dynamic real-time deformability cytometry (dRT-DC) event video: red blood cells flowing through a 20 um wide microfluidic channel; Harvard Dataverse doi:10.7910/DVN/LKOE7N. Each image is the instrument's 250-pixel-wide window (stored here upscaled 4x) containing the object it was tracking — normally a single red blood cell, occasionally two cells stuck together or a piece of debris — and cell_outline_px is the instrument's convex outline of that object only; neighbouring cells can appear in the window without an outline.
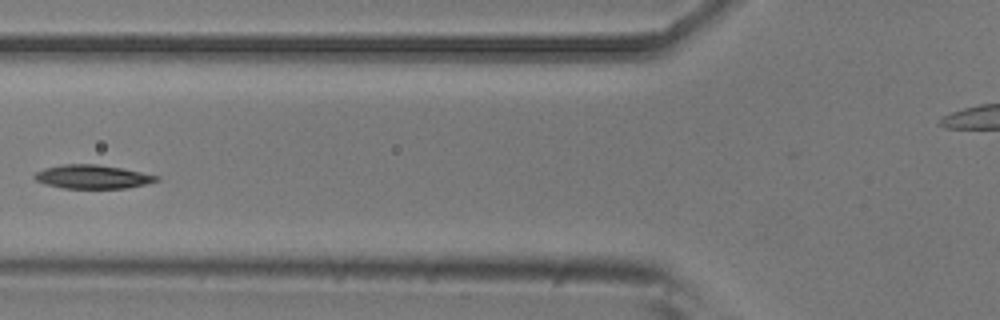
{"species": "common noctule bat (a hibernating species)", "species_latin": "Nyctalus noctula", "temperature_condition": "room temperature", "stored_images_in_passage": 4, "camera_frame_rate_fps": 3000, "um_per_image_px": 0.085, "animal": {"sex": "male", "body_mass_g": 20.5, "forearm_length_mm": 52.5}, "frame": {"image": 1, "passage_image": 2, "time_ms": 0.333, "image_size_px": [1000, 320], "cell_outline_px": [[160, 180], [128, 188], [64, 188], [44, 184], [36, 180], [32, 176], [36, 172], [44, 168], [64, 164], [96, 164], [120, 168], [160, 176]], "centroid_in_image_um": [7.84, 15.02], "position_along_channel_um": 118.0, "area_um2": 16.76}}
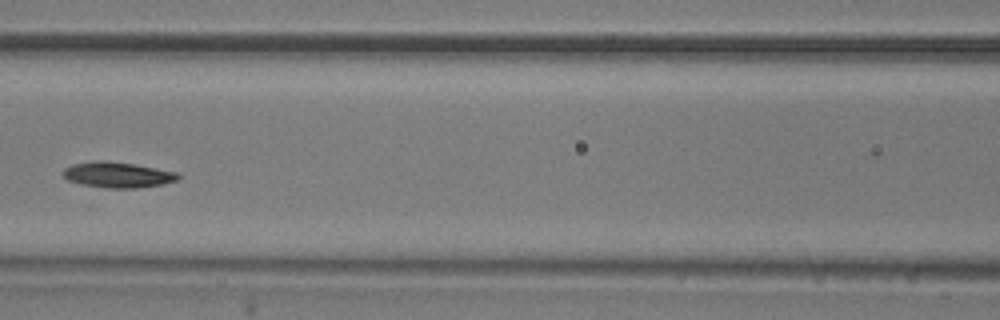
{"frame": {"image": 2, "passage_image": 3, "time_ms": 0.667, "image_size_px": [1000, 320], "cell_outline_px": [[180, 180], [160, 184], [136, 188], [104, 188], [80, 184], [68, 180], [60, 172], [64, 168], [72, 164], [96, 160], [108, 160], [132, 164], [176, 172], [180, 176]], "centroid_in_image_um": [9.94, 14.86], "position_along_channel_um": 156.7, "area_um2": 17.22}}
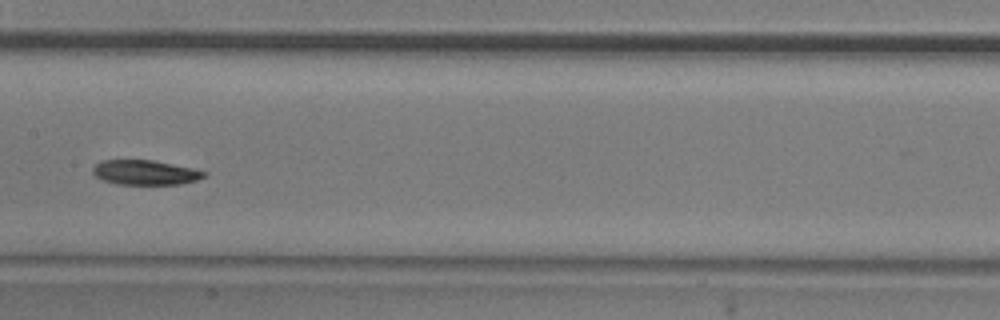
{"frame": {"image": 3, "passage_image": 4, "time_ms": 1.0, "image_size_px": [1000, 320], "cell_outline_px": [[208, 172], [204, 176], [196, 180], [180, 184], [116, 184], [104, 180], [96, 176], [92, 172], [92, 168], [100, 160], [152, 160], [192, 168]], "centroid_in_image_um": [12.32, 14.65], "position_along_channel_um": 195.1, "area_um2": 15.9}}